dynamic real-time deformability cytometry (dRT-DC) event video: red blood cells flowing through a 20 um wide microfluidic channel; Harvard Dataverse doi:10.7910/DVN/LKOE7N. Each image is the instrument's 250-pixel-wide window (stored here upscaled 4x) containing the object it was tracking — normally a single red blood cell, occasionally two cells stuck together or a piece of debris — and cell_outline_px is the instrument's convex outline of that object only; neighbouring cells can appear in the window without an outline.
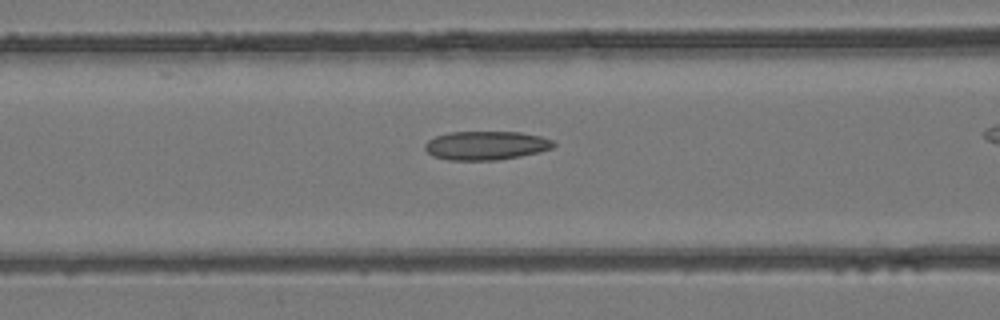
{"species": "common noctule bat (a hibernating species)", "species_latin": "Nyctalus noctula", "temperature_condition": "room temperature", "stored_images_in_passage": 28, "camera_frame_rate_fps": 3000, "um_per_image_px": 0.085, "animal": {"sex": "female", "body_mass_g": 24.6, "forearm_length_mm": 56.2}, "frame": {"image": 1, "passage_image": 12, "time_ms": 3.667, "image_size_px": [1000, 320], "cell_outline_px": [[556, 144], [552, 148], [540, 152], [520, 156], [496, 160], [448, 160], [432, 156], [424, 148], [424, 144], [428, 140], [436, 136], [448, 132], [520, 132], [540, 136], [552, 140]], "centroid_in_image_um": [41.3, 12.37], "position_along_channel_um": 125.3, "area_um2": 21.62}}
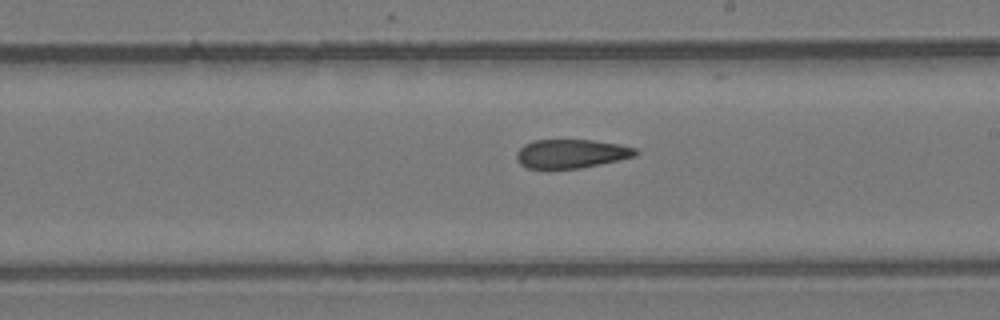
{"frame": {"image": 2, "passage_image": 19, "time_ms": 6.0, "image_size_px": [1000, 320], "cell_outline_px": [[640, 152], [636, 156], [600, 164], [580, 168], [528, 168], [520, 164], [516, 160], [516, 152], [524, 144], [532, 140], [592, 140], [620, 144], [636, 148]], "centroid_in_image_um": [48.56, 13.05], "position_along_channel_um": 240.4, "area_um2": 20.06}}
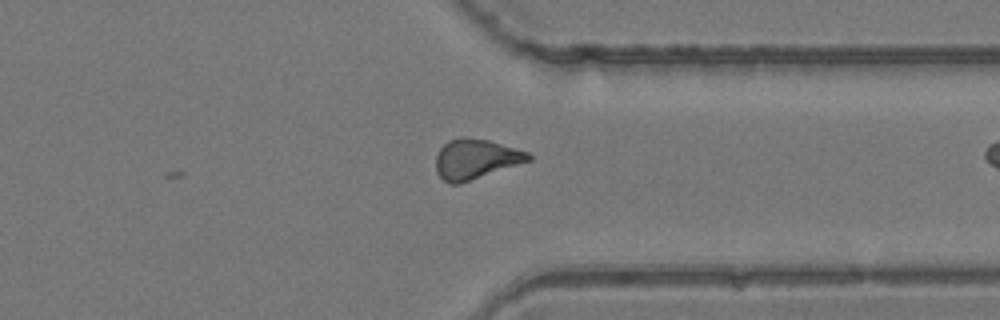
{"frame": {"image": 3, "passage_image": 27, "time_ms": 8.667, "image_size_px": [1000, 320], "cell_outline_px": [[532, 160], [460, 184], [448, 184], [436, 172], [436, 156], [440, 148], [448, 140], [464, 136], [488, 140], [528, 152], [532, 156]], "centroid_in_image_um": [40.42, 13.52], "position_along_channel_um": 371.0, "area_um2": 21.62}}